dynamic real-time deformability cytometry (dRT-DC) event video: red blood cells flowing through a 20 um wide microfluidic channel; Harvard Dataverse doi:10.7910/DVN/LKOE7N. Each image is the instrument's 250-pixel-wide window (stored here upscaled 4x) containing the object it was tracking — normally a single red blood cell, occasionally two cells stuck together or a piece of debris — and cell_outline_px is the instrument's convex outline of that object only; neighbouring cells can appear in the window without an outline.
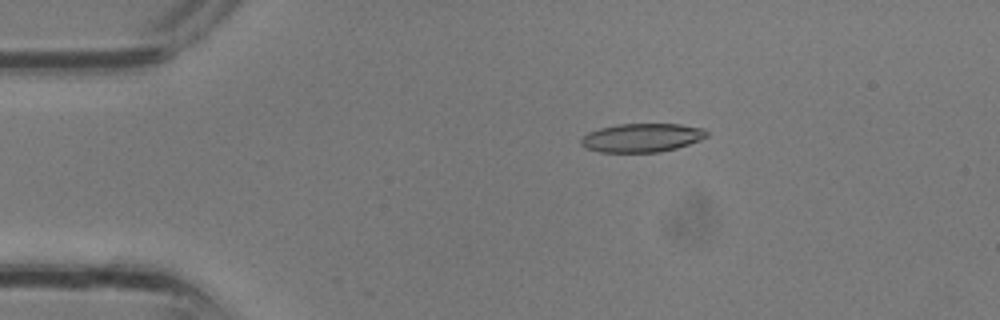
{"species": "common noctule bat (a hibernating species)", "species_latin": "Nyctalus noctula", "temperature_condition": "room temperature", "stored_images_in_passage": 3, "camera_frame_rate_fps": 3000, "um_per_image_px": 0.085, "animal": {"sex": "male", "body_mass_g": 13.3}, "frame": {"image": 1, "passage_image": 2, "time_ms": 0.333, "image_size_px": [1000, 320], "cell_outline_px": [[708, 136], [700, 140], [676, 148], [660, 152], [600, 152], [588, 148], [580, 144], [580, 140], [588, 132], [600, 128], [616, 124], [680, 124], [704, 128], [708, 132]], "centroid_in_image_um": [54.58, 11.7], "position_along_channel_um": 30.4, "area_um2": 20.98}}
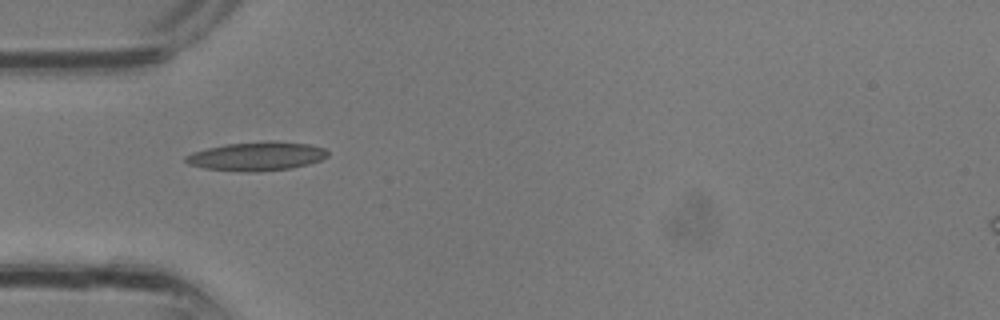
{"frame": {"image": 2, "passage_image": 3, "time_ms": 0.667, "image_size_px": [1000, 320], "cell_outline_px": [[328, 156], [320, 160], [308, 164], [288, 168], [260, 172], [248, 172], [204, 168], [188, 164], [184, 160], [184, 156], [192, 152], [224, 144], [272, 140], [308, 144], [324, 148], [328, 152]], "centroid_in_image_um": [21.8, 13.27], "position_along_channel_um": 63.2, "area_um2": 23.87}}